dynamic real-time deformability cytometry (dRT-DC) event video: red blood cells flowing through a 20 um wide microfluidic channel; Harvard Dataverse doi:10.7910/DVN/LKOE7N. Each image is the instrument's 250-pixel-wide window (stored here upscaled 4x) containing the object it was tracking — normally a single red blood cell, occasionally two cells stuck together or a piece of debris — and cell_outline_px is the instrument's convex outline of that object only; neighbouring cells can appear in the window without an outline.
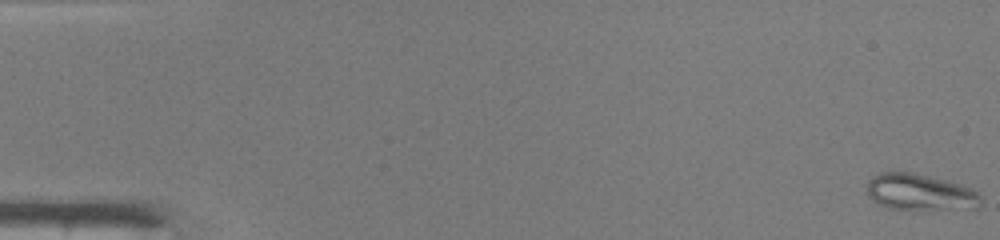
{"species": "common noctule bat (a hibernating species)", "species_latin": "Nyctalus noctula", "temperature_condition": "warm", "stored_images_in_passage": 15, "camera_frame_rate_fps": 3000, "um_per_image_px": 0.085, "animal": {"sex": "male", "body_mass_g": 19.0, "forearm_length_mm": 50.8}, "frame": {"image": 1, "passage_image": 1, "time_ms": 0.0, "image_size_px": [1000, 240], "cell_outline_px": [[980, 208], [888, 208], [872, 200], [868, 196], [868, 180], [872, 176], [880, 172], [912, 172], [960, 184], [972, 188], [980, 196]], "centroid_in_image_um": [78.18, 16.31], "position_along_channel_um": 6.8, "area_um2": 23.64}}
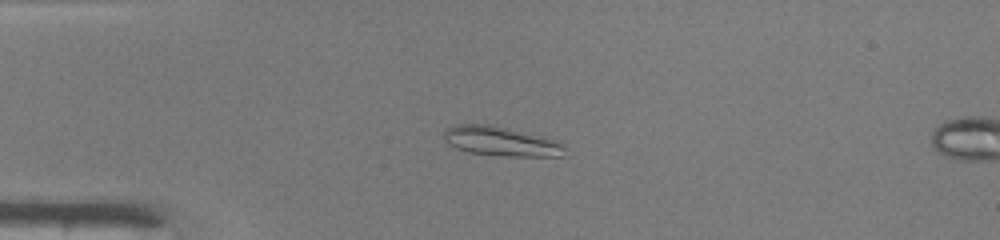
{"frame": {"image": 2, "passage_image": 13, "time_ms": 4.0, "image_size_px": [1000, 240], "cell_outline_px": [[564, 156], [508, 156], [468, 152], [456, 148], [448, 144], [444, 140], [444, 132], [452, 124], [492, 124], [544, 136], [556, 140], [564, 144]], "centroid_in_image_um": [42.58, 11.99], "position_along_channel_um": 42.4, "area_um2": 20.92}}